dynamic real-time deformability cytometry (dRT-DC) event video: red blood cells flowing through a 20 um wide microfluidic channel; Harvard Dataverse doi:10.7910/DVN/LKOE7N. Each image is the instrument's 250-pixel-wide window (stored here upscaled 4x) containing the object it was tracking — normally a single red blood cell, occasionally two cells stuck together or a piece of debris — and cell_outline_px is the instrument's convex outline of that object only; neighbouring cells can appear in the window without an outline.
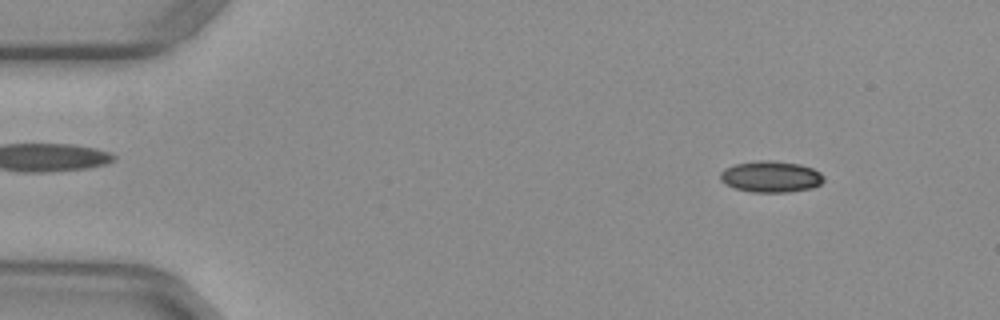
{"species": "common noctule bat (a hibernating species)", "species_latin": "Nyctalus noctula", "temperature_condition": "warm", "stored_images_in_passage": 52, "camera_frame_rate_fps": 3000, "um_per_image_px": 0.085, "animal": {"sex": "female", "body_mass_g": 29.2, "forearm_length_mm": 56.3}, "frame": {"image": 1, "passage_image": 6, "time_ms": 1.667, "image_size_px": [1000, 320], "cell_outline_px": [[824, 180], [820, 184], [812, 188], [788, 192], [752, 192], [736, 188], [720, 180], [720, 172], [724, 168], [736, 164], [760, 160], [772, 160], [800, 164], [812, 168], [820, 172], [824, 176]], "centroid_in_image_um": [65.54, 15.01], "position_along_channel_um": 19.5, "area_um2": 18.84}}
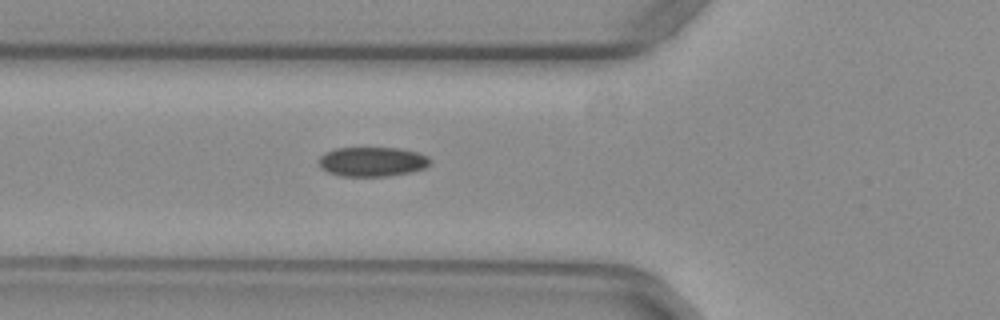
{"frame": {"image": 2, "passage_image": 19, "time_ms": 6.0, "image_size_px": [1000, 320], "cell_outline_px": [[432, 160], [424, 168], [412, 172], [388, 176], [340, 176], [328, 172], [320, 168], [316, 160], [324, 152], [336, 148], [400, 148], [416, 152], [428, 156]], "centroid_in_image_um": [31.6, 13.74], "position_along_channel_um": 94.2, "area_um2": 19.36}}
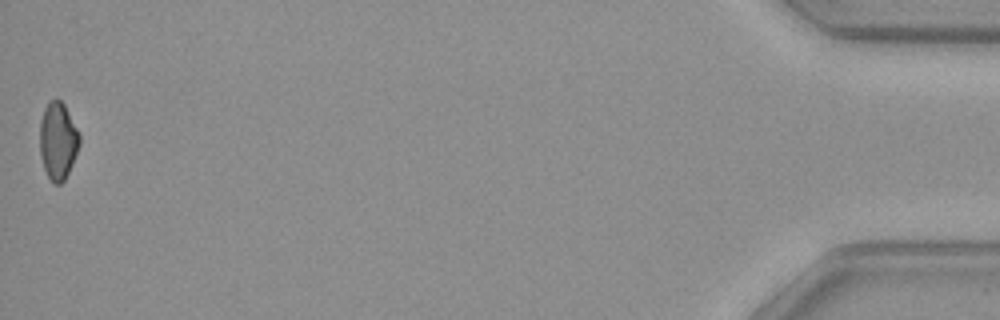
{"frame": {"image": 3, "passage_image": 52, "time_ms": 17.0, "image_size_px": [1000, 320], "cell_outline_px": [[80, 144], [72, 164], [64, 180], [60, 184], [56, 184], [48, 176], [44, 168], [40, 156], [40, 120], [44, 108], [52, 100], [60, 100], [64, 104], [80, 136]], "centroid_in_image_um": [4.91, 11.98], "position_along_channel_um": 430.3, "area_um2": 17.57}, "authors_computed_cell_mechanics": {"area_um2": 18.8139, "velocity_mm_per_s": 3.9829, "shape_relaxation_time_tau1_ms": null, "shape_relaxation_time_tau2_ms": 4.0903, "deformation_change_tau1": null, "deformation_change_tau2": 0.0843}}